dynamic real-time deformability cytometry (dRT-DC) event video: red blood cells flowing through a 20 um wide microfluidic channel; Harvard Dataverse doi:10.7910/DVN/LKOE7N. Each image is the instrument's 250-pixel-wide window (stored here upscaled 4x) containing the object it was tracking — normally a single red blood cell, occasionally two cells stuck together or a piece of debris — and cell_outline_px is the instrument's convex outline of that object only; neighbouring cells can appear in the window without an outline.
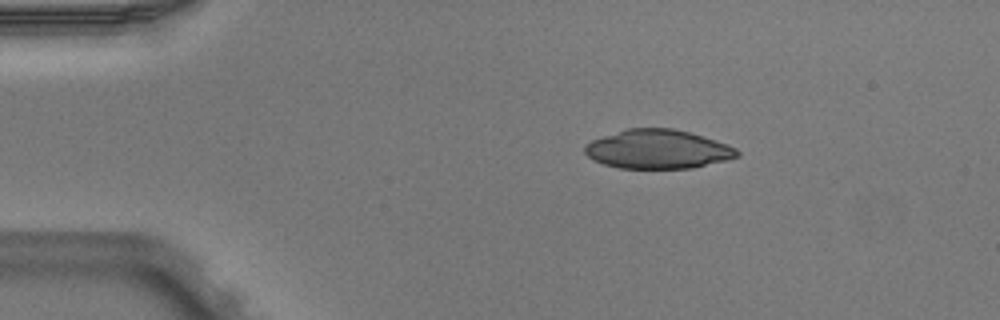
{"species": "Egyptian fruit bat (a non-hibernating species)", "species_latin": "Rousettus aegyptiacus", "temperature_condition": "warm", "stored_images_in_passage": 4, "camera_frame_rate_fps": 3000, "um_per_image_px": 0.085, "animal": {"sex": "male"}, "frame": {"image": 1, "passage_image": 2, "time_ms": 0.333, "image_size_px": [1000, 320], "cell_outline_px": [[740, 156], [728, 160], [692, 168], [620, 168], [604, 164], [592, 160], [584, 152], [584, 144], [592, 140], [628, 128], [672, 128], [688, 132], [728, 144], [736, 148], [740, 152]], "centroid_in_image_um": [55.92, 12.69], "position_along_channel_um": 29.1, "area_um2": 34.56}}